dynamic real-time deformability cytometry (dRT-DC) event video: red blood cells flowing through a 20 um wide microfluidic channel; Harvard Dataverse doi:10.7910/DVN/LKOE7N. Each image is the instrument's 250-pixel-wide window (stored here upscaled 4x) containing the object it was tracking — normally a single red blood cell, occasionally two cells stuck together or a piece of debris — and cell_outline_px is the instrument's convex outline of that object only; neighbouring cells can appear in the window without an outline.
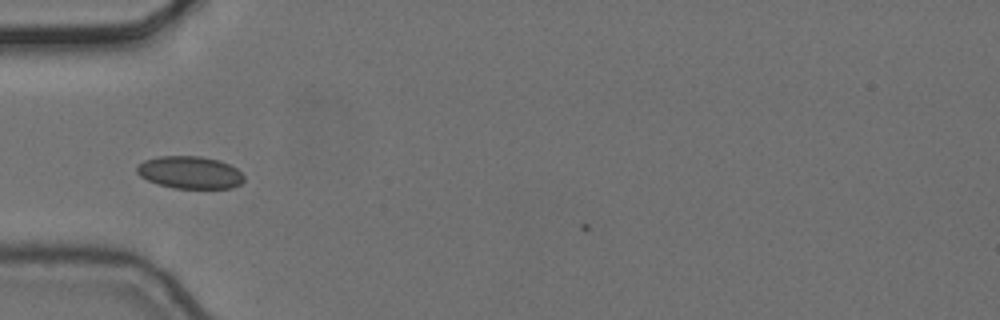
{"species": "common noctule bat (a hibernating species)", "species_latin": "Nyctalus noctula", "temperature_condition": "cold", "stored_images_in_passage": 4, "camera_frame_rate_fps": 3000, "um_per_image_px": 0.085, "animal": {"sex": "female", "body_mass_g": 24.6, "forearm_length_mm": 56.2}, "frame": {"image": 1, "passage_image": 3, "time_ms": 0.667, "image_size_px": [1000, 320], "cell_outline_px": [[244, 180], [240, 184], [232, 188], [176, 188], [160, 184], [148, 180], [140, 176], [136, 172], [136, 168], [144, 160], [156, 156], [200, 156], [220, 160], [236, 168], [244, 176]], "centroid_in_image_um": [16.15, 14.65], "position_along_channel_um": 68.9, "area_um2": 20.17}}
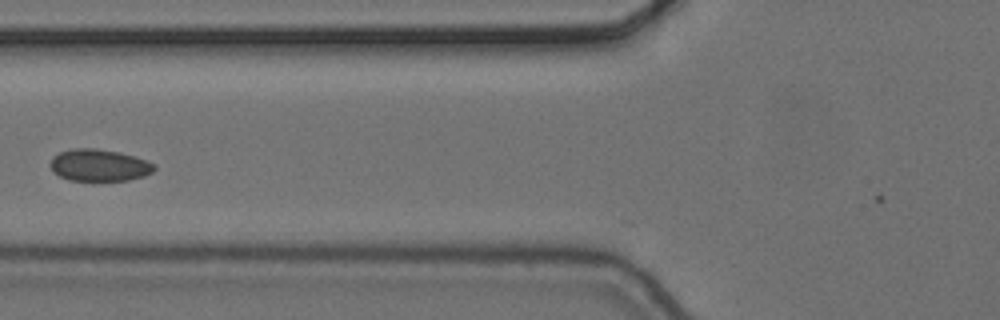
{"frame": {"image": 2, "passage_image": 4, "time_ms": 1.0, "image_size_px": [1000, 320], "cell_outline_px": [[156, 168], [152, 172], [144, 176], [128, 180], [68, 180], [52, 172], [48, 164], [52, 156], [60, 152], [72, 148], [96, 148], [120, 152], [136, 156], [156, 164]], "centroid_in_image_um": [8.41, 14.03], "position_along_channel_um": 117.4, "area_um2": 19.65}}